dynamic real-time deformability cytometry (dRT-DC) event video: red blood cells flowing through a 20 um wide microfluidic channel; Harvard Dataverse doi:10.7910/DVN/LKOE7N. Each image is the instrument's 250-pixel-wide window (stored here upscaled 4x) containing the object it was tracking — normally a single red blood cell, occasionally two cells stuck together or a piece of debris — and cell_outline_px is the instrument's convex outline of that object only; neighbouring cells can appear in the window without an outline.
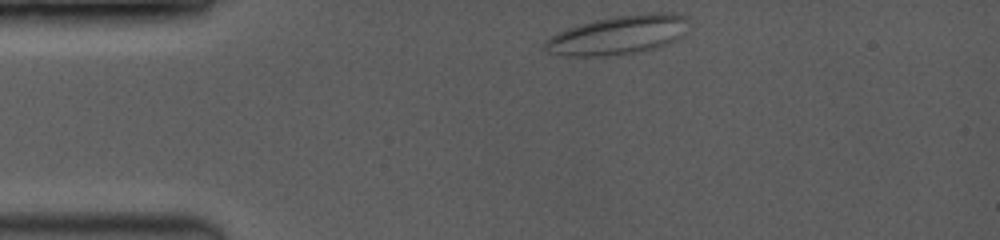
{"species": "common noctule bat (a hibernating species)", "species_latin": "Nyctalus noctula", "temperature_condition": "room temperature", "stored_images_in_passage": 16, "camera_frame_rate_fps": 3500, "um_per_image_px": 0.085, "animal": {"sex": "female", "body_mass_g": 19.0, "forearm_length_mm": 53.3}, "frame": {"image": 1, "passage_image": 1, "time_ms": 0.0, "image_size_px": [1000, 240], "cell_outline_px": [[684, 36], [668, 44], [656, 48], [636, 52], [604, 56], [564, 56], [548, 52], [544, 48], [544, 44], [552, 36], [568, 28], [596, 20], [616, 16], [680, 16]], "centroid_in_image_um": [52.37, 3.07], "position_along_channel_um": 32.6, "area_um2": 30.58}}